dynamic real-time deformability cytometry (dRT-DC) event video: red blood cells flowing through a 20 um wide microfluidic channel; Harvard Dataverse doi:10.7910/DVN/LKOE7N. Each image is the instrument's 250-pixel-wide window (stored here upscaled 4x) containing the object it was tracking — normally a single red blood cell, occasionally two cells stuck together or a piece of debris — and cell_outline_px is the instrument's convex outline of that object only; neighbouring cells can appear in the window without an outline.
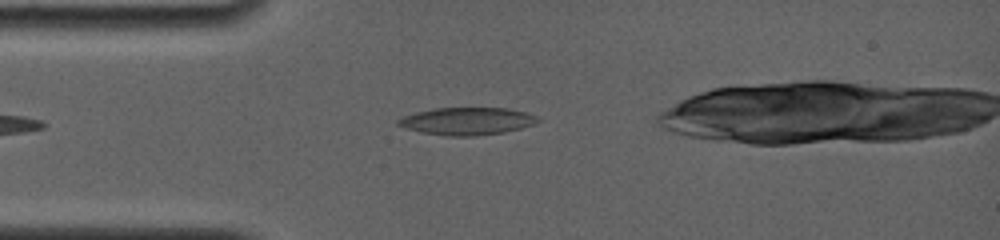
{"species": "common noctule bat (a hibernating species)", "species_latin": "Nyctalus noctula", "temperature_condition": "room temperature", "stored_images_in_passage": 6, "camera_frame_rate_fps": 4000, "um_per_image_px": 0.085, "animal": {"sex": "female", "body_mass_g": 19.0, "forearm_length_mm": 56.7}, "frame": {"image": 1, "passage_image": 6, "time_ms": 2.5, "image_size_px": [1000, 240], "cell_outline_px": [[540, 120], [532, 124], [520, 128], [504, 132], [472, 136], [448, 136], [420, 132], [404, 128], [396, 124], [396, 120], [404, 116], [416, 112], [432, 108], [508, 108], [524, 112], [536, 116]], "centroid_in_image_um": [39.64, 10.29], "position_along_channel_um": 45.4, "area_um2": 22.25}}